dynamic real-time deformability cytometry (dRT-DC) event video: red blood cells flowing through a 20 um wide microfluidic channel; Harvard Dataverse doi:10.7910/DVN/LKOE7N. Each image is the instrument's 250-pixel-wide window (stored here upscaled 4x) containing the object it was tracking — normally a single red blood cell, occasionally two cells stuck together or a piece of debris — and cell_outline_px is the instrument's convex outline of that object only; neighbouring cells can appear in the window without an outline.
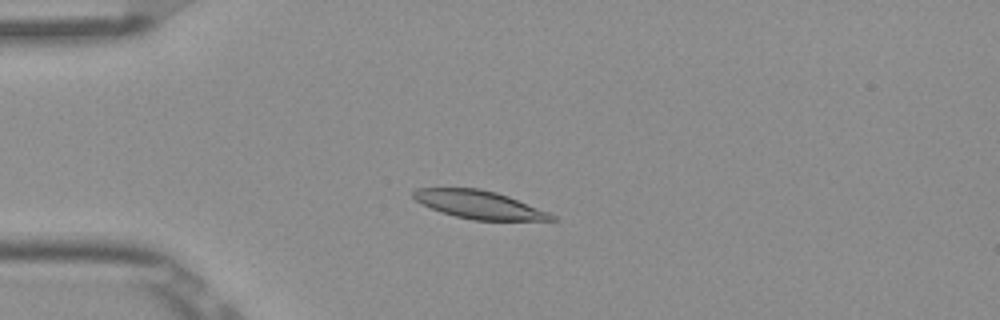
{"species": "Egyptian fruit bat (a non-hibernating species)", "species_latin": "Rousettus aegyptiacus", "temperature_condition": "room temperature", "stored_images_in_passage": 43, "camera_frame_rate_fps": 3000, "um_per_image_px": 0.085, "frame": {"image": 1, "passage_image": 11, "time_ms": 3.333, "image_size_px": [1000, 320], "cell_outline_px": [[560, 220], [472, 220], [440, 212], [416, 200], [412, 196], [412, 192], [416, 188], [480, 188], [496, 192], [508, 196], [548, 212], [556, 216]], "centroid_in_image_um": [40.73, 17.39], "position_along_channel_um": 44.3, "area_um2": 22.43}}
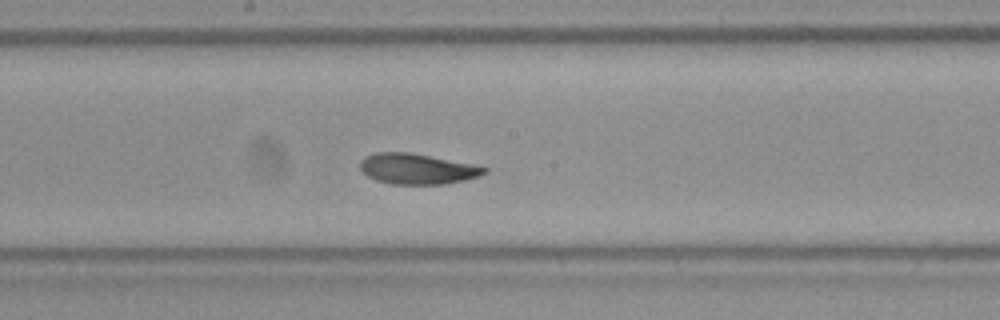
{"frame": {"image": 2, "passage_image": 26, "time_ms": 8.333, "image_size_px": [1000, 320], "cell_outline_px": [[488, 172], [480, 176], [464, 180], [444, 184], [392, 184], [376, 180], [360, 172], [360, 160], [364, 156], [376, 152], [408, 152], [472, 164], [488, 168]], "centroid_in_image_um": [35.42, 14.35], "position_along_channel_um": 212.8, "area_um2": 22.14}}
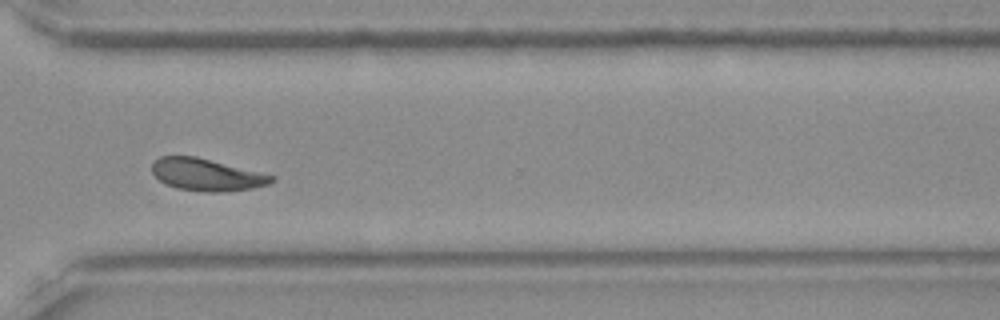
{"frame": {"image": 3, "passage_image": 37, "time_ms": 12.0, "image_size_px": [1000, 320], "cell_outline_px": [[276, 180], [268, 184], [252, 188], [220, 192], [208, 192], [176, 188], [164, 184], [152, 172], [152, 164], [160, 156], [196, 156], [276, 176]], "centroid_in_image_um": [17.56, 14.85], "position_along_channel_um": 353.0, "area_um2": 22.31}, "authors_computed_cell_mechanics": {"area_um2": 22.7732, "velocity_mm_per_s": 3.8276, "shape_relaxation_time_tau1_ms": 3.2508, "shape_relaxation_time_tau2_ms": 3.265, "deformation_change_tau1": 0.1052, "deformation_change_tau2": 0.0775}}